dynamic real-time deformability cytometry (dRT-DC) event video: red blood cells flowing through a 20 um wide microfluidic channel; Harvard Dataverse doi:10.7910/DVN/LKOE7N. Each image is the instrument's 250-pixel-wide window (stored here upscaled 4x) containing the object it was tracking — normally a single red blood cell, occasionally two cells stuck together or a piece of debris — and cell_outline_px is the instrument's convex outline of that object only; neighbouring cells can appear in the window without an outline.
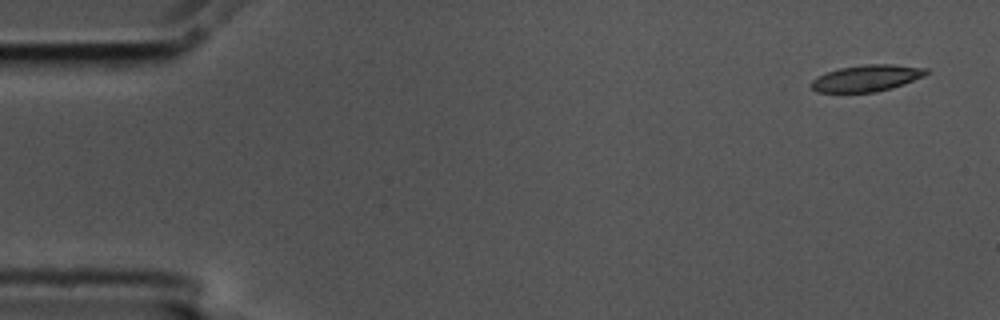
{"species": "common noctule bat (a hibernating species)", "species_latin": "Nyctalus noctula", "temperature_condition": "cold", "stored_images_in_passage": 4, "camera_frame_rate_fps": 3000, "um_per_image_px": 0.085, "animal": {"sex": "male", "body_mass_g": 17.5, "forearm_length_mm": 52.3}, "frame": {"image": 1, "passage_image": 1, "time_ms": 0.0, "image_size_px": [1000, 320], "cell_outline_px": [[928, 72], [924, 76], [904, 84], [892, 88], [876, 92], [816, 92], [808, 84], [812, 80], [828, 72], [840, 68], [864, 64], [892, 64], [928, 68]], "centroid_in_image_um": [73.68, 6.64], "position_along_channel_um": 11.3, "area_um2": 17.74}}